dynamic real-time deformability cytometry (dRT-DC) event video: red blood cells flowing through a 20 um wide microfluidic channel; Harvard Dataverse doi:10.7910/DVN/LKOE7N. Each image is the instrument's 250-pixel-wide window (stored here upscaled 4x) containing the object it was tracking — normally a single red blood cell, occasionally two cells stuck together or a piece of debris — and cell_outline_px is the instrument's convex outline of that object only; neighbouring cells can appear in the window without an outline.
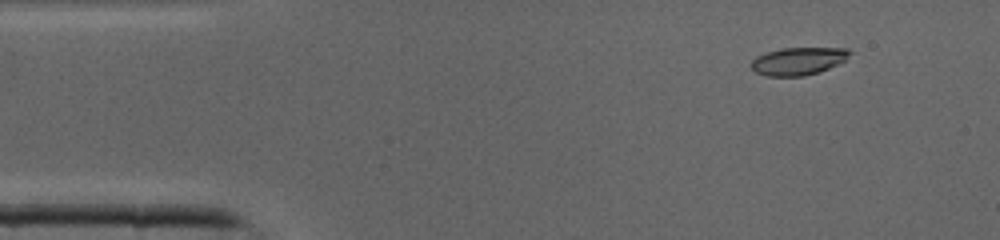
{"species": "common noctule bat (a hibernating species)", "species_latin": "Nyctalus noctula", "temperature_condition": "cold", "stored_images_in_passage": 41, "camera_frame_rate_fps": 3000, "um_per_image_px": 0.085, "animal": {"sex": "male", "body_mass_g": 19.0, "forearm_length_mm": 50.8}, "frame": {"image": 1, "passage_image": 4, "time_ms": 1.0, "image_size_px": [1000, 240], "cell_outline_px": [[852, 52], [844, 60], [820, 72], [804, 76], [768, 76], [756, 72], [748, 64], [756, 56], [780, 48], [848, 48]], "centroid_in_image_um": [67.82, 5.19], "position_along_channel_um": 17.2, "area_um2": 15.84}}
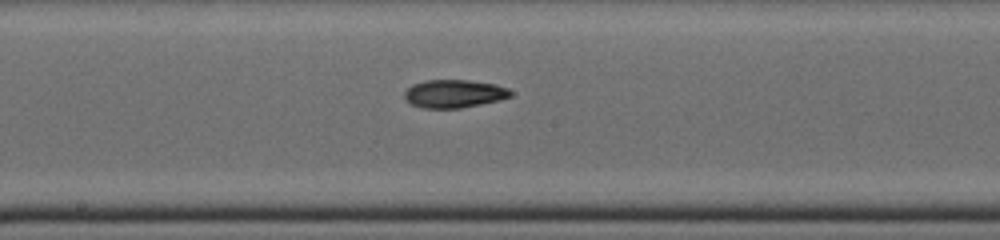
{"frame": {"image": 2, "passage_image": 21, "time_ms": 6.667, "image_size_px": [1000, 240], "cell_outline_px": [[512, 96], [500, 100], [460, 108], [420, 108], [412, 104], [404, 96], [404, 92], [412, 84], [424, 80], [468, 80], [496, 84], [508, 88], [512, 92]], "centroid_in_image_um": [38.61, 7.96], "position_along_channel_um": 209.6, "area_um2": 17.4}}
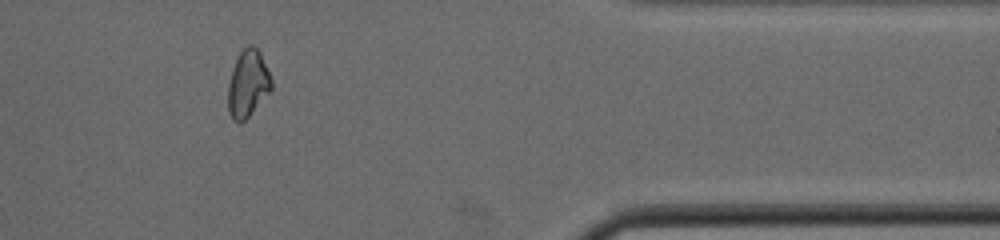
{"frame": {"image": 3, "passage_image": 34, "time_ms": 11.0, "image_size_px": [1000, 240], "cell_outline_px": [[272, 88], [248, 116], [240, 124], [232, 120], [228, 112], [228, 84], [236, 60], [240, 52], [248, 44], [252, 44], [260, 52], [272, 80]], "centroid_in_image_um": [21.05, 7.12], "position_along_channel_um": 390.3, "area_um2": 16.7}}